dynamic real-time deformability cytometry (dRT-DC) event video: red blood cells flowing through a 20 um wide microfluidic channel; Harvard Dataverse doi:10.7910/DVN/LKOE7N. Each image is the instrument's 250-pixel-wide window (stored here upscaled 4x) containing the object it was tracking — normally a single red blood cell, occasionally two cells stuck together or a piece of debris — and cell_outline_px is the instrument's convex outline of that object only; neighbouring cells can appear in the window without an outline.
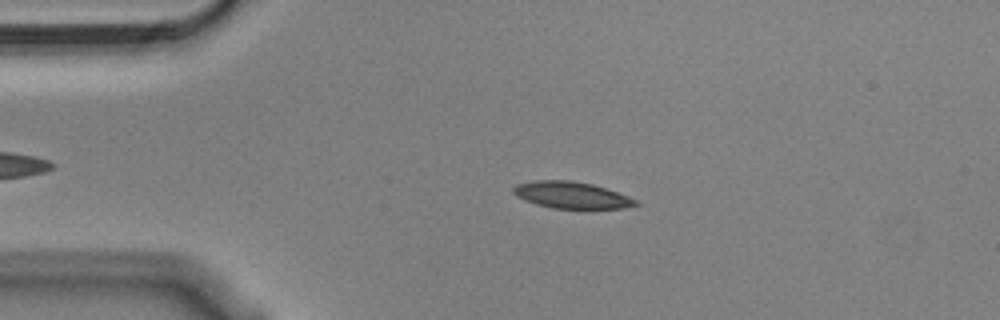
{"species": "Egyptian fruit bat (a non-hibernating species)", "species_latin": "Rousettus aegyptiacus", "temperature_condition": "cold", "stored_images_in_passage": 54, "segment_of_instrument_passage": [1, 2], "camera_frame_rate_fps": 3000, "um_per_image_px": 0.085, "animal": {"sex": "male"}, "frame": {"image": 1, "passage_image": 11, "time_ms": 3.333, "image_size_px": [1000, 320], "cell_outline_px": [[640, 204], [624, 208], [552, 208], [536, 204], [524, 200], [516, 196], [512, 192], [512, 188], [516, 184], [536, 180], [572, 180], [592, 184], [628, 196], [636, 200]], "centroid_in_image_um": [48.53, 16.57], "position_along_channel_um": 36.5, "area_um2": 18.9}}
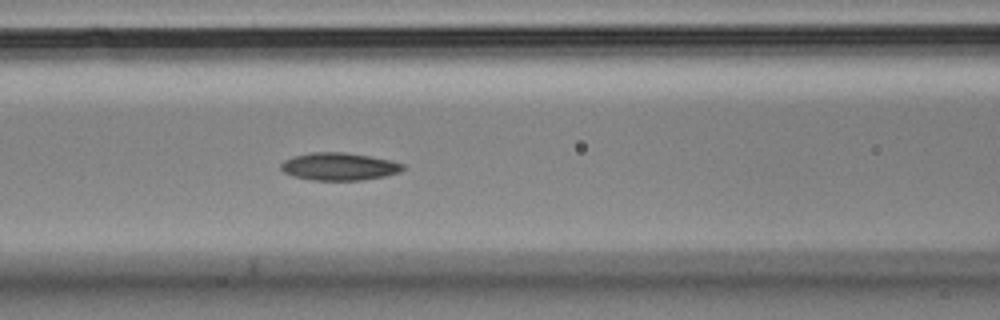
{"frame": {"image": 2, "passage_image": 22, "time_ms": 7.0, "image_size_px": [1000, 320], "cell_outline_px": [[404, 168], [400, 172], [384, 176], [360, 180], [312, 180], [292, 176], [284, 172], [280, 168], [280, 164], [284, 160], [292, 156], [312, 152], [344, 152], [368, 156], [388, 160], [404, 164]], "centroid_in_image_um": [28.77, 14.15], "position_along_channel_um": 137.8, "area_um2": 19.54}}
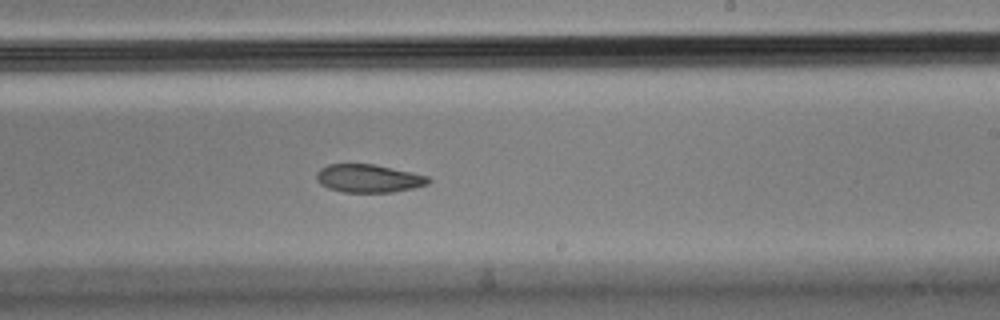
{"frame": {"image": 3, "passage_image": 32, "time_ms": 10.333, "image_size_px": [1000, 320], "cell_outline_px": [[432, 180], [428, 184], [412, 188], [392, 192], [344, 192], [328, 188], [320, 184], [316, 180], [316, 172], [320, 168], [328, 164], [372, 164], [428, 176]], "centroid_in_image_um": [31.29, 15.16], "position_along_channel_um": 257.7, "area_um2": 18.21}}